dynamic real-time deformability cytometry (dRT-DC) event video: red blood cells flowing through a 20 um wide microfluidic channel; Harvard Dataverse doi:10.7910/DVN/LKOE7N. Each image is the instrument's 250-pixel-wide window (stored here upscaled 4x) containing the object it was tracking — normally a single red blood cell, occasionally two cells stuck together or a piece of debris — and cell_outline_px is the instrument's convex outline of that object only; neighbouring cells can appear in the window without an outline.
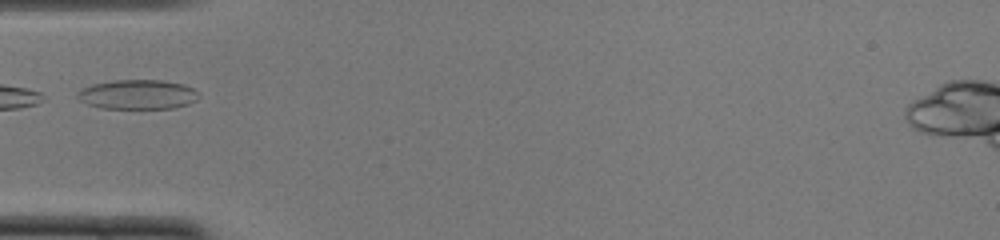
{"species": "common noctule bat (a hibernating species)", "species_latin": "Nyctalus noctula", "temperature_condition": "cold", "stored_images_in_passage": 22, "camera_frame_rate_fps": 3000, "um_per_image_px": 0.085, "animal": {"sex": "female", "body_mass_g": 22.0, "forearm_length_mm": 56.7}, "frame": {"image": 1, "passage_image": 1, "time_ms": 0.0, "image_size_px": [1000, 240], "cell_outline_px": [[200, 96], [196, 100], [188, 104], [172, 108], [100, 108], [88, 104], [80, 100], [76, 96], [76, 92], [80, 88], [92, 84], [112, 80], [164, 80], [184, 84], [200, 92]], "centroid_in_image_um": [11.69, 8.02], "position_along_channel_um": 73.3, "area_um2": 21.1}}